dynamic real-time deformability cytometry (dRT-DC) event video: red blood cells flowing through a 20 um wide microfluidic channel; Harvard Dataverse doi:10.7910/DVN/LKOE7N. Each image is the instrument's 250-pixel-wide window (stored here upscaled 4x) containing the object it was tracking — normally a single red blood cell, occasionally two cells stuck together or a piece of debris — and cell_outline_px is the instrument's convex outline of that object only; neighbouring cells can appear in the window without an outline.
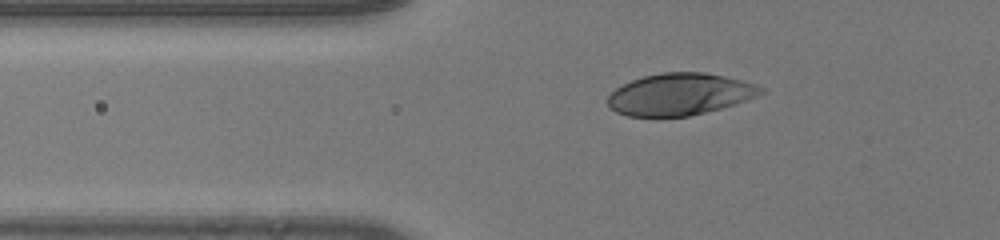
{"species": "human", "species_latin": "Homo sapiens", "temperature_condition": "room temperature", "stored_images_in_passage": 36, "camera_frame_rate_fps": 3000, "um_per_image_px": 0.085, "donor": {"sex": "male"}, "frame": {"image": 1, "passage_image": 5, "time_ms": 1.333, "image_size_px": [1000, 240], "cell_outline_px": [[764, 92], [756, 96], [736, 104], [688, 116], [628, 116], [616, 112], [608, 108], [608, 96], [616, 88], [632, 80], [644, 76], [664, 72], [704, 72], [724, 76], [756, 84], [764, 88]], "centroid_in_image_um": [57.77, 8.01], "position_along_channel_um": 68.0, "area_um2": 37.11}}
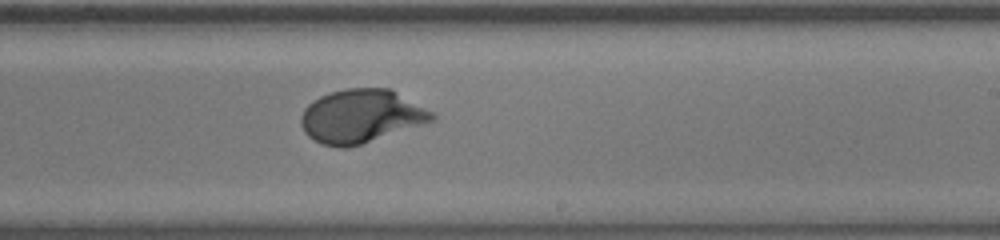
{"frame": {"image": 2, "passage_image": 20, "time_ms": 6.333, "image_size_px": [1000, 240], "cell_outline_px": [[436, 120], [348, 148], [340, 148], [320, 144], [308, 136], [304, 132], [300, 124], [300, 116], [304, 108], [312, 100], [320, 96], [332, 92], [348, 88], [388, 88], [436, 112]], "centroid_in_image_um": [30.69, 9.88], "position_along_channel_um": 258.3, "area_um2": 40.98}}
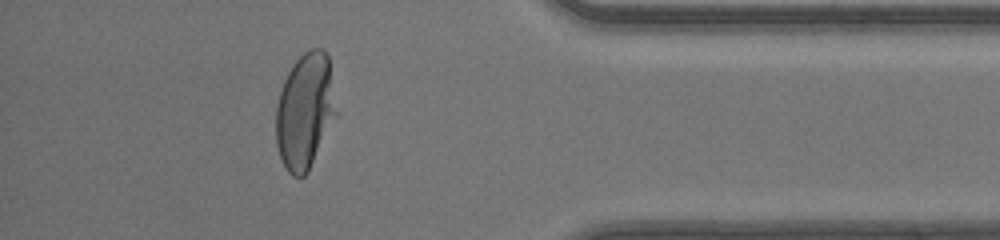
{"frame": {"image": 3, "passage_image": 32, "time_ms": 10.333, "image_size_px": [1000, 240], "cell_outline_px": [[336, 112], [308, 172], [304, 176], [292, 176], [288, 172], [280, 156], [276, 144], [276, 108], [280, 92], [284, 80], [292, 64], [308, 48], [324, 48], [328, 56]], "centroid_in_image_um": [25.89, 9.41], "position_along_channel_um": 409.3, "area_um2": 39.94}, "authors_computed_cell_mechanics": {"area_um2": 40.3155, "velocity_mm_per_s": 4.1786, "shape_relaxation_time_tau1_ms": 3.1031, "shape_relaxation_time_tau2_ms": null, "deformation_change_tau1": 0.1951, "deformation_change_tau2": null}}